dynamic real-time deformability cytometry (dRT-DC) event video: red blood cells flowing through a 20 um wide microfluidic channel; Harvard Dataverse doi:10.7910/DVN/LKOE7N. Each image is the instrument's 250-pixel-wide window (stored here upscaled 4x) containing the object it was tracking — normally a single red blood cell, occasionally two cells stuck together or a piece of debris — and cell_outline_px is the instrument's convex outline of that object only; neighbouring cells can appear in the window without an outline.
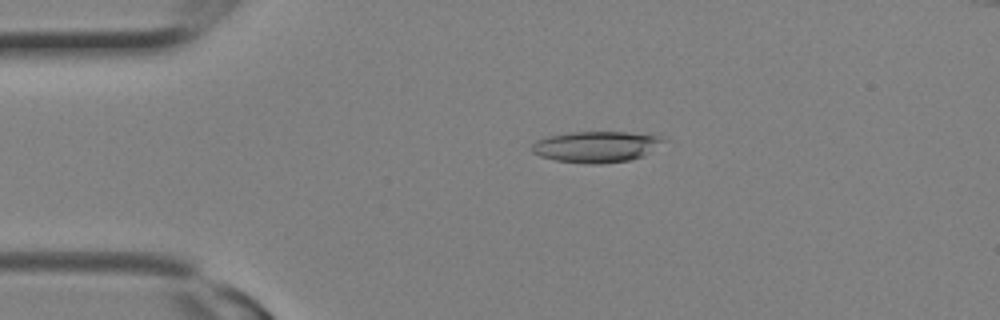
{"species": "Egyptian fruit bat (a non-hibernating species)", "species_latin": "Rousettus aegyptiacus", "temperature_condition": "room temperature", "stored_images_in_passage": 7, "camera_frame_rate_fps": 3000, "um_per_image_px": 0.085, "animal": {"sex": "female"}, "frame": {"image": 1, "passage_image": 5, "time_ms": 1.333, "image_size_px": [1000, 320], "cell_outline_px": [[668, 140], [644, 156], [628, 160], [600, 164], [592, 164], [556, 160], [540, 156], [532, 152], [532, 144], [536, 140], [548, 136], [572, 132], [628, 132], [660, 136]], "centroid_in_image_um": [50.7, 12.47], "position_along_channel_um": 34.3, "area_um2": 23.81}}